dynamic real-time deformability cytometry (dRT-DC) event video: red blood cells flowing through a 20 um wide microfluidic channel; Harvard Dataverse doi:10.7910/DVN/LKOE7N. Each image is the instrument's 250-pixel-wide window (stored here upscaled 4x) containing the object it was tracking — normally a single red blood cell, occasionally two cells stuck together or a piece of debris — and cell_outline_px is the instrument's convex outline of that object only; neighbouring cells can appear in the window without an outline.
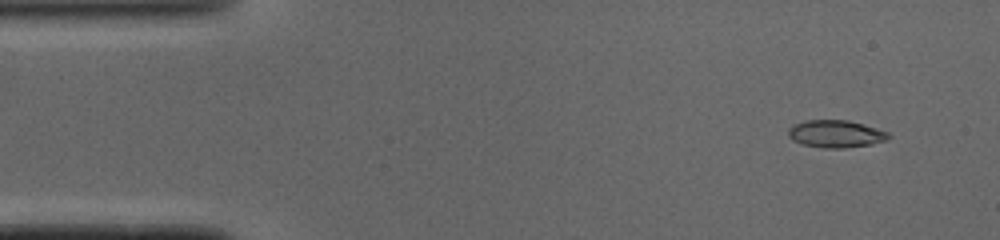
{"species": "common noctule bat (a hibernating species)", "species_latin": "Nyctalus noctula", "temperature_condition": "cold", "stored_images_in_passage": 49, "camera_frame_rate_fps": 3000, "um_per_image_px": 0.085, "animal": {"sex": "male", "body_mass_g": 19.0, "forearm_length_mm": 50.8}, "frame": {"image": 1, "passage_image": 4, "time_ms": 1.0, "image_size_px": [1000, 240], "cell_outline_px": [[892, 136], [888, 140], [872, 144], [844, 148], [824, 148], [800, 144], [792, 140], [788, 136], [788, 128], [796, 124], [808, 120], [848, 120], [876, 128], [888, 132]], "centroid_in_image_um": [71.05, 11.39], "position_along_channel_um": 13.9, "area_um2": 16.07}}
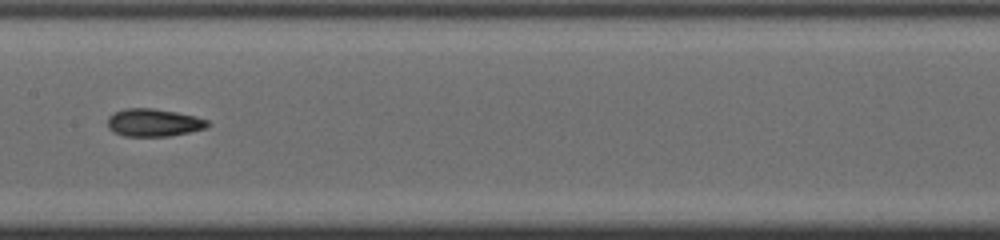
{"frame": {"image": 2, "passage_image": 24, "time_ms": 7.667, "image_size_px": [1000, 240], "cell_outline_px": [[212, 124], [208, 128], [168, 136], [124, 136], [112, 132], [108, 128], [108, 116], [124, 108], [152, 108], [176, 112], [196, 116], [208, 120]], "centroid_in_image_um": [13.08, 10.42], "position_along_channel_um": 194.3, "area_um2": 16.3}}
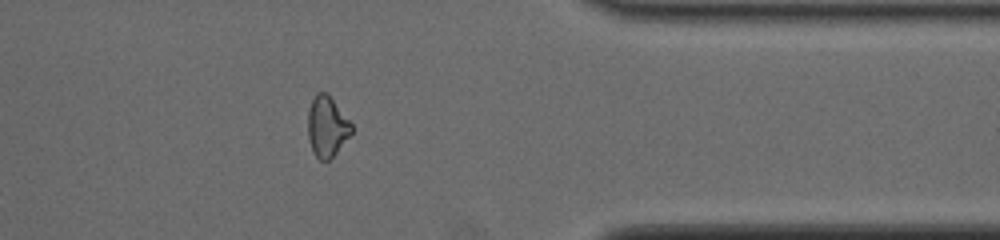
{"frame": {"image": 3, "passage_image": 39, "time_ms": 12.667, "image_size_px": [1000, 240], "cell_outline_px": [[352, 132], [336, 152], [328, 160], [320, 160], [312, 152], [308, 140], [308, 112], [312, 100], [316, 92], [324, 92], [332, 100], [352, 124]], "centroid_in_image_um": [27.76, 10.78], "position_along_channel_um": 383.6, "area_um2": 15.03}, "authors_computed_cell_mechanics": {"area_um2": 15.895, "velocity_mm_per_s": 4.1244, "shape_relaxation_time_tau1_ms": 9.0849, "shape_relaxation_time_tau2_ms": 1.7605, "deformation_change_tau1": 0.226, "deformation_change_tau2": 0.0769}}